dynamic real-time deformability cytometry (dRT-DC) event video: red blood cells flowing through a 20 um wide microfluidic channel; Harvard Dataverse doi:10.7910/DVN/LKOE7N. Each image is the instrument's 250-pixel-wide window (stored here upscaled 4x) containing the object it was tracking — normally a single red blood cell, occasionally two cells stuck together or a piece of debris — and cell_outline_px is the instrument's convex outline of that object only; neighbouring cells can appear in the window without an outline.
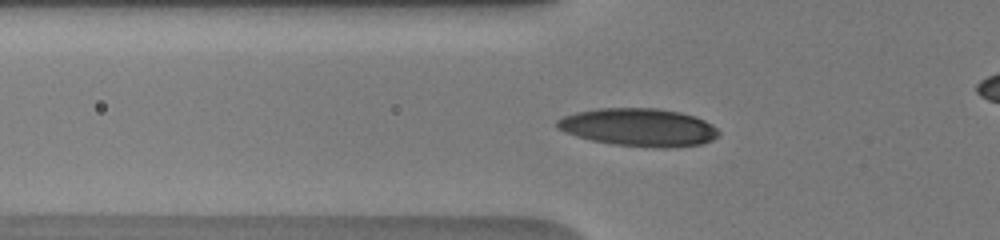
{"species": "human", "species_latin": "Homo sapiens", "temperature_condition": "warm", "stored_images_in_passage": 48, "camera_frame_rate_fps": 3000, "um_per_image_px": 0.085, "donor": {"sex": "male"}, "frame": {"image": 1, "passage_image": 19, "time_ms": 6.0, "image_size_px": [1000, 240], "cell_outline_px": [[720, 136], [712, 140], [700, 144], [668, 148], [656, 148], [612, 144], [592, 140], [576, 136], [564, 132], [556, 128], [556, 120], [564, 116], [576, 112], [600, 108], [656, 108], [680, 112], [704, 120], [712, 124], [720, 132]], "centroid_in_image_um": [54.29, 10.83], "position_along_channel_um": 71.5, "area_um2": 35.78}}
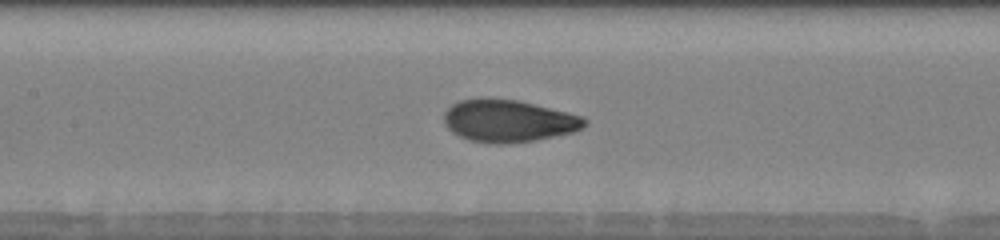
{"frame": {"image": 2, "passage_image": 26, "time_ms": 8.333, "image_size_px": [1000, 240], "cell_outline_px": [[588, 124], [584, 128], [572, 132], [536, 140], [508, 144], [488, 144], [468, 140], [452, 132], [444, 124], [444, 112], [452, 104], [460, 100], [480, 96], [488, 96], [520, 100], [584, 116], [588, 120]], "centroid_in_image_um": [43.21, 10.25], "position_along_channel_um": 164.2, "area_um2": 35.6}}
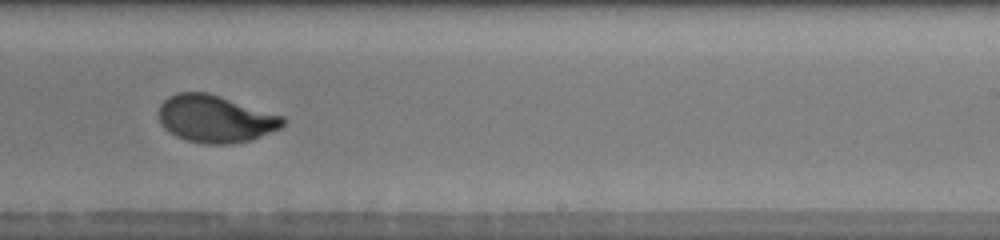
{"frame": {"image": 3, "passage_image": 34, "time_ms": 11.0, "image_size_px": [1000, 240], "cell_outline_px": [[288, 120], [280, 128], [260, 136], [248, 140], [232, 144], [204, 144], [184, 140], [176, 136], [164, 128], [160, 124], [160, 104], [168, 96], [176, 92], [208, 92], [284, 116]], "centroid_in_image_um": [18.3, 10.1], "position_along_channel_um": 270.7, "area_um2": 34.33}}